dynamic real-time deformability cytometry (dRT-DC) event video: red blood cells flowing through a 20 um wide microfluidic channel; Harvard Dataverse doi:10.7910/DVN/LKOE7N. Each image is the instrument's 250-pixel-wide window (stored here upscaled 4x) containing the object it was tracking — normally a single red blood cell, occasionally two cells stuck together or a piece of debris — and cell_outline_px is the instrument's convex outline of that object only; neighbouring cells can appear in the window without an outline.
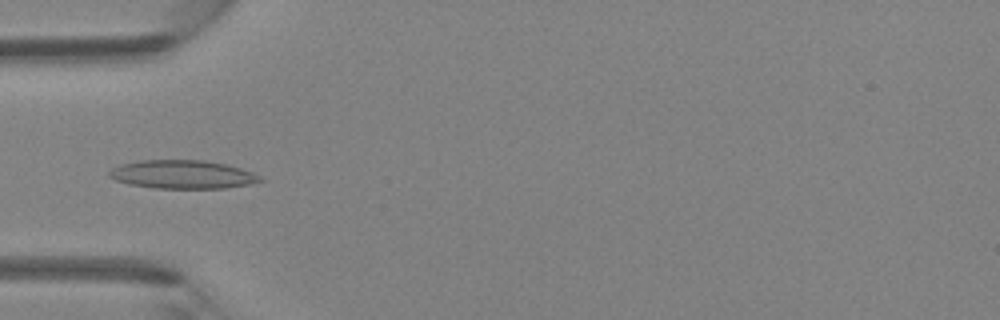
{"species": "Egyptian fruit bat (a non-hibernating species)", "species_latin": "Rousettus aegyptiacus", "temperature_condition": "room temperature", "stored_images_in_passage": 46, "camera_frame_rate_fps": 3000, "um_per_image_px": 0.085, "animal": {"sex": "female"}, "frame": {"image": 1, "passage_image": 15, "time_ms": 4.667, "image_size_px": [1000, 320], "cell_outline_px": [[264, 180], [248, 184], [224, 188], [156, 188], [128, 184], [116, 180], [108, 176], [108, 172], [112, 168], [120, 164], [140, 160], [204, 160], [224, 164], [240, 168], [252, 172], [260, 176]], "centroid_in_image_um": [15.47, 14.82], "position_along_channel_um": 69.5, "area_um2": 24.91}}
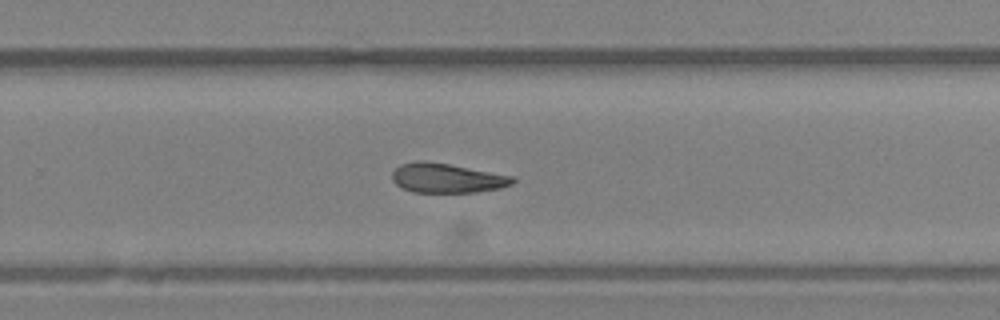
{"frame": {"image": 2, "passage_image": 30, "time_ms": 9.667, "image_size_px": [1000, 320], "cell_outline_px": [[516, 180], [512, 184], [500, 188], [476, 192], [412, 192], [396, 184], [392, 180], [392, 172], [400, 164], [420, 160], [424, 160], [448, 164], [516, 176]], "centroid_in_image_um": [38.01, 15.13], "position_along_channel_um": 291.8, "area_um2": 20.75}}
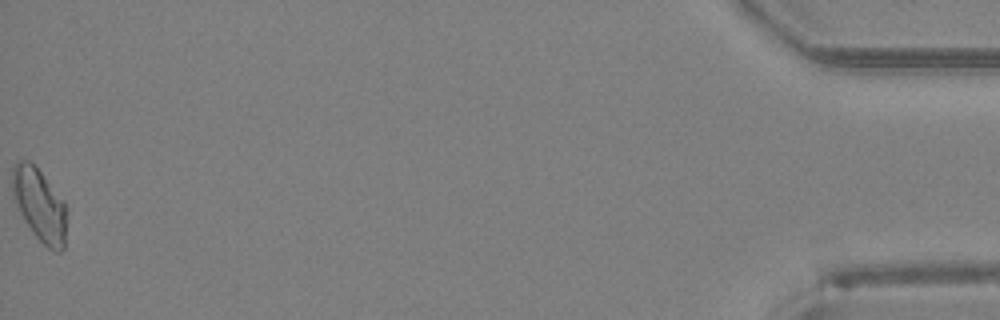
{"frame": {"image": 3, "passage_image": 46, "time_ms": 15.0, "image_size_px": [1000, 320], "cell_outline_px": [[64, 248], [60, 252], [56, 252], [48, 248], [36, 236], [24, 220], [12, 196], [12, 168], [16, 160], [28, 160], [40, 172], [64, 200]], "centroid_in_image_um": [3.31, 17.39], "position_along_channel_um": 431.9, "area_um2": 22.48}}